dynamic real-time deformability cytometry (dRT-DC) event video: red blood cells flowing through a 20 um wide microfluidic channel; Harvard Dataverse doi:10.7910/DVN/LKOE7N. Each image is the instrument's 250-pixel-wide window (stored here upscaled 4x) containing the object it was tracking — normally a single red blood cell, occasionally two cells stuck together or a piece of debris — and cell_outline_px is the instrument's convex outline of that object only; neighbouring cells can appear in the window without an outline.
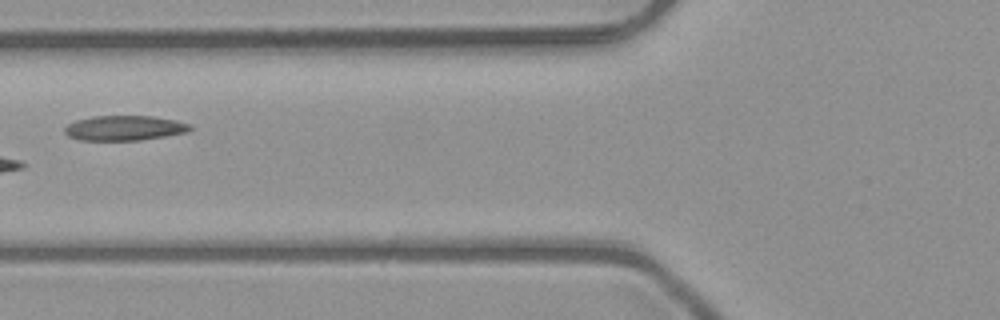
{"species": "common noctule bat (a hibernating species)", "species_latin": "Nyctalus noctula", "temperature_condition": "room temperature", "stored_images_in_passage": 6, "camera_frame_rate_fps": 3000, "um_per_image_px": 0.085, "animal": {"sex": "male", "body_mass_g": 23.1, "forearm_length_mm": 52.7}, "frame": {"image": 1, "passage_image": 6, "time_ms": 1.667, "image_size_px": [1000, 320], "cell_outline_px": [[192, 128], [188, 132], [140, 140], [80, 140], [68, 136], [64, 132], [64, 128], [68, 124], [76, 120], [92, 116], [152, 116], [176, 120], [188, 124]], "centroid_in_image_um": [10.55, 10.88], "position_along_channel_um": 115.2, "area_um2": 18.15}}